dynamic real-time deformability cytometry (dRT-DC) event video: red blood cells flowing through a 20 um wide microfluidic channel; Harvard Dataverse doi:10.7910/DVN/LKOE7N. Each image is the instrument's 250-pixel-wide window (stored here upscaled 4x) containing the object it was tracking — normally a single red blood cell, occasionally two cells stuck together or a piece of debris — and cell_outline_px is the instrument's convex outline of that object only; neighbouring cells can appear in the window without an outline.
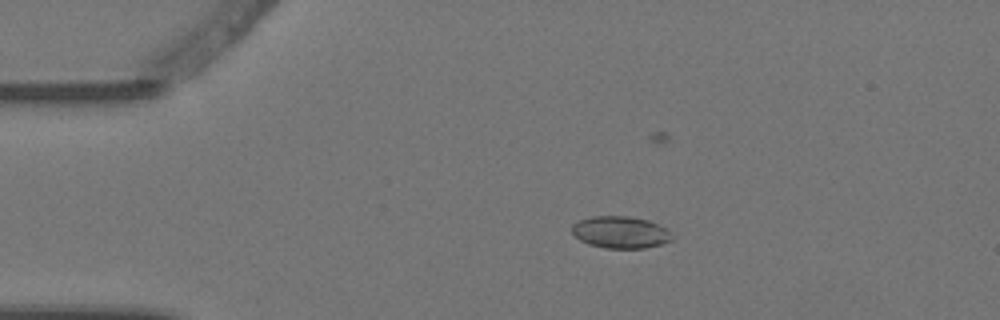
{"species": "Egyptian fruit bat (a non-hibernating species)", "species_latin": "Rousettus aegyptiacus", "temperature_condition": "warm", "stored_images_in_passage": 4, "camera_frame_rate_fps": 3000, "um_per_image_px": 0.085, "animal": {"sex": "female"}, "frame": {"image": 1, "passage_image": 2, "time_ms": 0.333, "image_size_px": [1000, 320], "cell_outline_px": [[672, 240], [660, 244], [644, 248], [604, 248], [588, 244], [580, 240], [572, 232], [572, 224], [580, 220], [592, 216], [628, 216], [648, 220], [668, 228]], "centroid_in_image_um": [52.73, 19.74], "position_along_channel_um": 32.3, "area_um2": 18.61}}
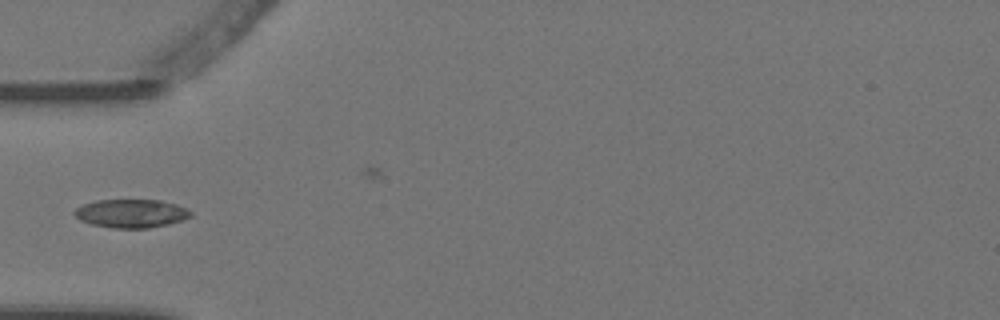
{"frame": {"image": 2, "passage_image": 4, "time_ms": 1.0, "image_size_px": [1000, 320], "cell_outline_px": [[192, 216], [168, 224], [148, 228], [112, 228], [92, 224], [80, 220], [72, 212], [76, 208], [84, 204], [96, 200], [160, 200], [176, 204], [188, 208], [192, 212]], "centroid_in_image_um": [11.16, 18.14], "position_along_channel_um": 73.8, "area_um2": 19.25}}